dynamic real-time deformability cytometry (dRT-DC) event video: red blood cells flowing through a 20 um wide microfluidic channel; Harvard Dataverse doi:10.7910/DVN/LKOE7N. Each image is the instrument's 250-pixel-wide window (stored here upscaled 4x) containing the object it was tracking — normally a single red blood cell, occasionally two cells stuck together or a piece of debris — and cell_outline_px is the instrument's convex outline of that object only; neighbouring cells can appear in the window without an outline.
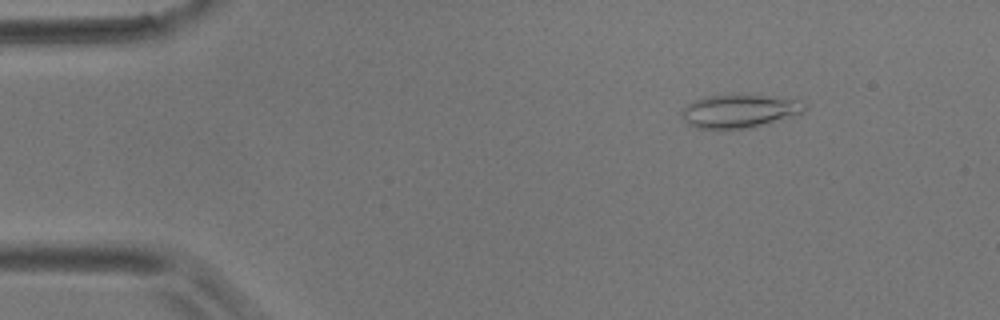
{"species": "common noctule bat (a hibernating species)", "species_latin": "Nyctalus noctula", "temperature_condition": "room temperature", "stored_images_in_passage": 4, "camera_frame_rate_fps": 3000, "um_per_image_px": 0.085, "animal": {"sex": "male", "body_mass_g": 17.9}, "frame": {"image": 1, "passage_image": 2, "time_ms": 1.333, "image_size_px": [1000, 320], "cell_outline_px": [[808, 108], [804, 112], [752, 128], [696, 128], [688, 124], [684, 120], [680, 112], [688, 104], [696, 100], [708, 96], [760, 96], [800, 100], [808, 104]], "centroid_in_image_um": [62.87, 9.46], "position_along_channel_um": 22.1, "area_um2": 23.29}}